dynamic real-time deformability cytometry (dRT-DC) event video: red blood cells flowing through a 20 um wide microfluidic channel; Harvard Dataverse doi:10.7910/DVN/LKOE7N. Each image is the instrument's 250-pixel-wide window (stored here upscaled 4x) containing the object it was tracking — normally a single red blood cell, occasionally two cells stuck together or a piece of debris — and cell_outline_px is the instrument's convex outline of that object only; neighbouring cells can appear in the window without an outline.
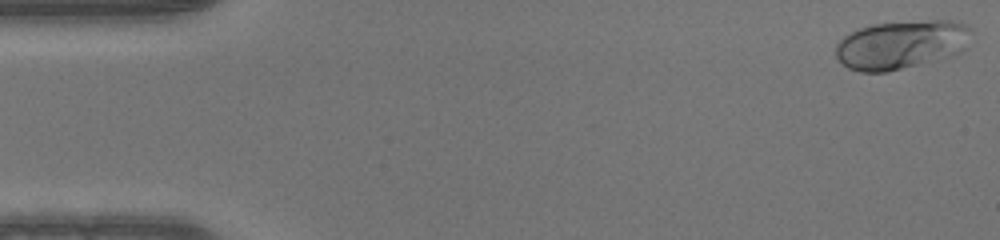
{"species": "human", "species_latin": "Homo sapiens", "temperature_condition": "warm", "stored_images_in_passage": 50, "camera_frame_rate_fps": 3000, "um_per_image_px": 0.085, "donor": {"sex": "male"}, "frame": {"image": 1, "passage_image": 1, "time_ms": 0.0, "image_size_px": [1000, 240], "cell_outline_px": [[972, 28], [968, 48], [960, 52], [888, 72], [860, 72], [848, 68], [836, 56], [836, 44], [844, 36], [860, 28], [876, 24], [932, 20], [948, 20], [964, 24]], "centroid_in_image_um": [76.62, 3.79], "position_along_channel_um": 8.4, "area_um2": 37.97}}
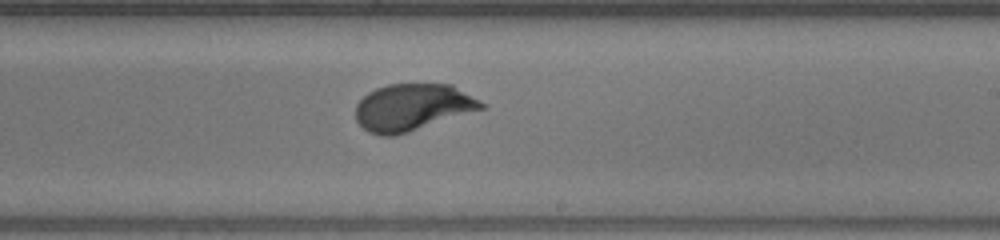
{"frame": {"image": 2, "passage_image": 29, "time_ms": 9.333, "image_size_px": [1000, 240], "cell_outline_px": [[488, 104], [484, 108], [396, 136], [380, 136], [368, 132], [356, 120], [356, 104], [368, 92], [376, 88], [388, 84], [452, 84]], "centroid_in_image_um": [35.06, 9.12], "position_along_channel_um": 253.9, "area_um2": 34.45}}
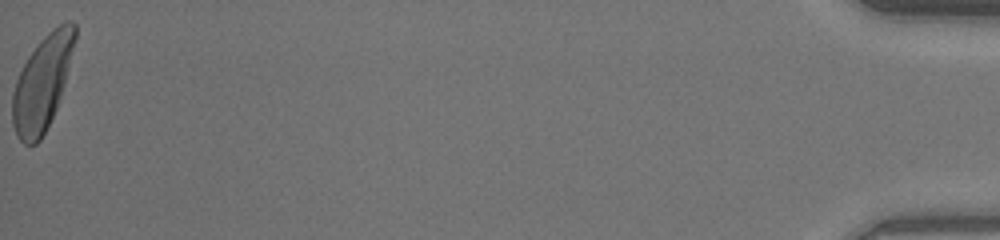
{"frame": {"image": 3, "passage_image": 50, "time_ms": 16.333, "image_size_px": [1000, 240], "cell_outline_px": [[76, 40], [64, 84], [56, 108], [40, 140], [36, 144], [24, 144], [16, 136], [12, 124], [12, 92], [16, 80], [28, 56], [40, 40], [52, 28], [68, 20], [72, 20], [76, 24]], "centroid_in_image_um": [3.58, 7.03], "position_along_channel_um": 431.6, "area_um2": 34.22}}